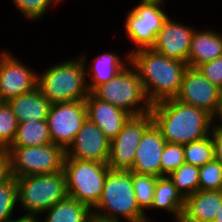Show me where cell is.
<instances>
[{
  "label": "cell",
  "instance_id": "ab89813d",
  "mask_svg": "<svg viewBox=\"0 0 222 222\" xmlns=\"http://www.w3.org/2000/svg\"><path fill=\"white\" fill-rule=\"evenodd\" d=\"M175 222H184L182 219H176Z\"/></svg>",
  "mask_w": 222,
  "mask_h": 222
},
{
  "label": "cell",
  "instance_id": "ffe728a7",
  "mask_svg": "<svg viewBox=\"0 0 222 222\" xmlns=\"http://www.w3.org/2000/svg\"><path fill=\"white\" fill-rule=\"evenodd\" d=\"M220 33L210 29L195 30L191 39L188 67L197 68L222 55V34Z\"/></svg>",
  "mask_w": 222,
  "mask_h": 222
},
{
  "label": "cell",
  "instance_id": "e0dca14e",
  "mask_svg": "<svg viewBox=\"0 0 222 222\" xmlns=\"http://www.w3.org/2000/svg\"><path fill=\"white\" fill-rule=\"evenodd\" d=\"M87 109V118L95 123L112 141L123 129L131 115L113 104L96 98L92 93L84 100Z\"/></svg>",
  "mask_w": 222,
  "mask_h": 222
},
{
  "label": "cell",
  "instance_id": "7c38bea8",
  "mask_svg": "<svg viewBox=\"0 0 222 222\" xmlns=\"http://www.w3.org/2000/svg\"><path fill=\"white\" fill-rule=\"evenodd\" d=\"M38 73L19 61L10 52L0 53V98L8 102L37 88Z\"/></svg>",
  "mask_w": 222,
  "mask_h": 222
},
{
  "label": "cell",
  "instance_id": "30bf717a",
  "mask_svg": "<svg viewBox=\"0 0 222 222\" xmlns=\"http://www.w3.org/2000/svg\"><path fill=\"white\" fill-rule=\"evenodd\" d=\"M153 124L151 113L131 116L111 141L108 166L112 170L129 171L145 131Z\"/></svg>",
  "mask_w": 222,
  "mask_h": 222
},
{
  "label": "cell",
  "instance_id": "ac0fdd59",
  "mask_svg": "<svg viewBox=\"0 0 222 222\" xmlns=\"http://www.w3.org/2000/svg\"><path fill=\"white\" fill-rule=\"evenodd\" d=\"M80 57L85 63L86 83L89 93H91L96 87L100 86L101 84L110 81L125 67H127V64H130L129 53H127V56L125 57L126 60L124 61L121 57H119V55H117L116 52H105L95 57L93 59V63L90 66H87L89 64H87L88 60L86 59V53H83V55L80 54ZM88 67H91V70ZM89 77H91V80L87 79Z\"/></svg>",
  "mask_w": 222,
  "mask_h": 222
},
{
  "label": "cell",
  "instance_id": "9c48e42d",
  "mask_svg": "<svg viewBox=\"0 0 222 222\" xmlns=\"http://www.w3.org/2000/svg\"><path fill=\"white\" fill-rule=\"evenodd\" d=\"M164 2L165 0H139L138 5L127 13L124 31L134 45H137L129 54L155 45L159 31L169 17L162 10Z\"/></svg>",
  "mask_w": 222,
  "mask_h": 222
},
{
  "label": "cell",
  "instance_id": "4dcf8cb0",
  "mask_svg": "<svg viewBox=\"0 0 222 222\" xmlns=\"http://www.w3.org/2000/svg\"><path fill=\"white\" fill-rule=\"evenodd\" d=\"M183 163H185L184 145L167 142L161 156V176H168Z\"/></svg>",
  "mask_w": 222,
  "mask_h": 222
},
{
  "label": "cell",
  "instance_id": "83f0119b",
  "mask_svg": "<svg viewBox=\"0 0 222 222\" xmlns=\"http://www.w3.org/2000/svg\"><path fill=\"white\" fill-rule=\"evenodd\" d=\"M18 121L7 102L0 104V147L9 148L13 143Z\"/></svg>",
  "mask_w": 222,
  "mask_h": 222
},
{
  "label": "cell",
  "instance_id": "f546056e",
  "mask_svg": "<svg viewBox=\"0 0 222 222\" xmlns=\"http://www.w3.org/2000/svg\"><path fill=\"white\" fill-rule=\"evenodd\" d=\"M18 202L17 185L15 177L0 184V222L12 218L13 210Z\"/></svg>",
  "mask_w": 222,
  "mask_h": 222
},
{
  "label": "cell",
  "instance_id": "836d02e7",
  "mask_svg": "<svg viewBox=\"0 0 222 222\" xmlns=\"http://www.w3.org/2000/svg\"><path fill=\"white\" fill-rule=\"evenodd\" d=\"M210 137L213 143L214 159L222 165V126L213 123Z\"/></svg>",
  "mask_w": 222,
  "mask_h": 222
},
{
  "label": "cell",
  "instance_id": "d6a6232c",
  "mask_svg": "<svg viewBox=\"0 0 222 222\" xmlns=\"http://www.w3.org/2000/svg\"><path fill=\"white\" fill-rule=\"evenodd\" d=\"M197 69L212 84L219 88L222 87V55L213 61L198 66Z\"/></svg>",
  "mask_w": 222,
  "mask_h": 222
},
{
  "label": "cell",
  "instance_id": "484cf974",
  "mask_svg": "<svg viewBox=\"0 0 222 222\" xmlns=\"http://www.w3.org/2000/svg\"><path fill=\"white\" fill-rule=\"evenodd\" d=\"M185 163L202 167L214 159L213 143L210 135L207 137L184 144Z\"/></svg>",
  "mask_w": 222,
  "mask_h": 222
},
{
  "label": "cell",
  "instance_id": "7a4b0ae2",
  "mask_svg": "<svg viewBox=\"0 0 222 222\" xmlns=\"http://www.w3.org/2000/svg\"><path fill=\"white\" fill-rule=\"evenodd\" d=\"M154 125L166 142L188 144L210 135L212 116L204 109L189 106L177 99L157 102L151 107Z\"/></svg>",
  "mask_w": 222,
  "mask_h": 222
},
{
  "label": "cell",
  "instance_id": "ba28073f",
  "mask_svg": "<svg viewBox=\"0 0 222 222\" xmlns=\"http://www.w3.org/2000/svg\"><path fill=\"white\" fill-rule=\"evenodd\" d=\"M10 174L13 177L53 174L63 171L65 150L56 144L9 147Z\"/></svg>",
  "mask_w": 222,
  "mask_h": 222
},
{
  "label": "cell",
  "instance_id": "9a60e30c",
  "mask_svg": "<svg viewBox=\"0 0 222 222\" xmlns=\"http://www.w3.org/2000/svg\"><path fill=\"white\" fill-rule=\"evenodd\" d=\"M195 30L169 16L159 31L156 43L152 48L168 58L188 64L191 39Z\"/></svg>",
  "mask_w": 222,
  "mask_h": 222
},
{
  "label": "cell",
  "instance_id": "cb8c5ba5",
  "mask_svg": "<svg viewBox=\"0 0 222 222\" xmlns=\"http://www.w3.org/2000/svg\"><path fill=\"white\" fill-rule=\"evenodd\" d=\"M53 144L47 120L18 123L15 139L10 147L43 146Z\"/></svg>",
  "mask_w": 222,
  "mask_h": 222
},
{
  "label": "cell",
  "instance_id": "44dd1931",
  "mask_svg": "<svg viewBox=\"0 0 222 222\" xmlns=\"http://www.w3.org/2000/svg\"><path fill=\"white\" fill-rule=\"evenodd\" d=\"M11 107L18 123L47 120L51 102L43 96L38 88L10 99Z\"/></svg>",
  "mask_w": 222,
  "mask_h": 222
},
{
  "label": "cell",
  "instance_id": "3957f363",
  "mask_svg": "<svg viewBox=\"0 0 222 222\" xmlns=\"http://www.w3.org/2000/svg\"><path fill=\"white\" fill-rule=\"evenodd\" d=\"M93 217L104 221L150 222L136 201L132 172L109 169L103 192L97 205L92 209Z\"/></svg>",
  "mask_w": 222,
  "mask_h": 222
},
{
  "label": "cell",
  "instance_id": "8fae6325",
  "mask_svg": "<svg viewBox=\"0 0 222 222\" xmlns=\"http://www.w3.org/2000/svg\"><path fill=\"white\" fill-rule=\"evenodd\" d=\"M86 119L84 100L51 104L47 123L53 144L66 150Z\"/></svg>",
  "mask_w": 222,
  "mask_h": 222
},
{
  "label": "cell",
  "instance_id": "603a6c76",
  "mask_svg": "<svg viewBox=\"0 0 222 222\" xmlns=\"http://www.w3.org/2000/svg\"><path fill=\"white\" fill-rule=\"evenodd\" d=\"M46 217H39L40 222H88L92 217V210L85 204L67 197L46 210Z\"/></svg>",
  "mask_w": 222,
  "mask_h": 222
},
{
  "label": "cell",
  "instance_id": "e575fe53",
  "mask_svg": "<svg viewBox=\"0 0 222 222\" xmlns=\"http://www.w3.org/2000/svg\"><path fill=\"white\" fill-rule=\"evenodd\" d=\"M10 177L9 151L7 148L0 147V184Z\"/></svg>",
  "mask_w": 222,
  "mask_h": 222
},
{
  "label": "cell",
  "instance_id": "4fadbf2b",
  "mask_svg": "<svg viewBox=\"0 0 222 222\" xmlns=\"http://www.w3.org/2000/svg\"><path fill=\"white\" fill-rule=\"evenodd\" d=\"M110 144L103 131L87 118L65 150V158L108 163Z\"/></svg>",
  "mask_w": 222,
  "mask_h": 222
},
{
  "label": "cell",
  "instance_id": "f1b7e54d",
  "mask_svg": "<svg viewBox=\"0 0 222 222\" xmlns=\"http://www.w3.org/2000/svg\"><path fill=\"white\" fill-rule=\"evenodd\" d=\"M199 190H222V165L215 159L199 167Z\"/></svg>",
  "mask_w": 222,
  "mask_h": 222
},
{
  "label": "cell",
  "instance_id": "1f68e13d",
  "mask_svg": "<svg viewBox=\"0 0 222 222\" xmlns=\"http://www.w3.org/2000/svg\"><path fill=\"white\" fill-rule=\"evenodd\" d=\"M16 8L27 18V20H37L43 18L52 4L57 5L62 0H11Z\"/></svg>",
  "mask_w": 222,
  "mask_h": 222
},
{
  "label": "cell",
  "instance_id": "6da1fadb",
  "mask_svg": "<svg viewBox=\"0 0 222 222\" xmlns=\"http://www.w3.org/2000/svg\"><path fill=\"white\" fill-rule=\"evenodd\" d=\"M130 64L141 79L148 101L174 99L180 92L182 79L188 64L168 58L153 48H144L130 53Z\"/></svg>",
  "mask_w": 222,
  "mask_h": 222
},
{
  "label": "cell",
  "instance_id": "d590c367",
  "mask_svg": "<svg viewBox=\"0 0 222 222\" xmlns=\"http://www.w3.org/2000/svg\"><path fill=\"white\" fill-rule=\"evenodd\" d=\"M219 119L220 123L218 124V121L217 119ZM212 122L219 125V126H222V87H220V93H219V100H218V105H217V109L216 111L214 112L213 116H212Z\"/></svg>",
  "mask_w": 222,
  "mask_h": 222
},
{
  "label": "cell",
  "instance_id": "4316f807",
  "mask_svg": "<svg viewBox=\"0 0 222 222\" xmlns=\"http://www.w3.org/2000/svg\"><path fill=\"white\" fill-rule=\"evenodd\" d=\"M158 177L154 175L136 174L132 172L133 189L140 209L145 213L153 203L155 186Z\"/></svg>",
  "mask_w": 222,
  "mask_h": 222
},
{
  "label": "cell",
  "instance_id": "52a82bcc",
  "mask_svg": "<svg viewBox=\"0 0 222 222\" xmlns=\"http://www.w3.org/2000/svg\"><path fill=\"white\" fill-rule=\"evenodd\" d=\"M109 169L108 163L64 158L68 196L92 210L102 196Z\"/></svg>",
  "mask_w": 222,
  "mask_h": 222
},
{
  "label": "cell",
  "instance_id": "2e32d148",
  "mask_svg": "<svg viewBox=\"0 0 222 222\" xmlns=\"http://www.w3.org/2000/svg\"><path fill=\"white\" fill-rule=\"evenodd\" d=\"M166 143L161 132L153 123L142 136L129 171L161 177V156Z\"/></svg>",
  "mask_w": 222,
  "mask_h": 222
},
{
  "label": "cell",
  "instance_id": "d4e9b609",
  "mask_svg": "<svg viewBox=\"0 0 222 222\" xmlns=\"http://www.w3.org/2000/svg\"><path fill=\"white\" fill-rule=\"evenodd\" d=\"M168 177L184 198L199 191V167L197 166L183 163Z\"/></svg>",
  "mask_w": 222,
  "mask_h": 222
},
{
  "label": "cell",
  "instance_id": "f35d334b",
  "mask_svg": "<svg viewBox=\"0 0 222 222\" xmlns=\"http://www.w3.org/2000/svg\"><path fill=\"white\" fill-rule=\"evenodd\" d=\"M88 222H112V221H104V220L97 219L96 217H92Z\"/></svg>",
  "mask_w": 222,
  "mask_h": 222
},
{
  "label": "cell",
  "instance_id": "8992f818",
  "mask_svg": "<svg viewBox=\"0 0 222 222\" xmlns=\"http://www.w3.org/2000/svg\"><path fill=\"white\" fill-rule=\"evenodd\" d=\"M91 93L131 116H140L151 111L152 104L148 101L141 79L131 64Z\"/></svg>",
  "mask_w": 222,
  "mask_h": 222
},
{
  "label": "cell",
  "instance_id": "5bb4252c",
  "mask_svg": "<svg viewBox=\"0 0 222 222\" xmlns=\"http://www.w3.org/2000/svg\"><path fill=\"white\" fill-rule=\"evenodd\" d=\"M219 93L220 88L205 78L197 68L188 67L175 99L183 104L204 109L213 116L217 109Z\"/></svg>",
  "mask_w": 222,
  "mask_h": 222
},
{
  "label": "cell",
  "instance_id": "8d00e7d4",
  "mask_svg": "<svg viewBox=\"0 0 222 222\" xmlns=\"http://www.w3.org/2000/svg\"><path fill=\"white\" fill-rule=\"evenodd\" d=\"M3 222H40V221H39L38 217H34V216H30V215L25 214V215L21 216L20 218H17V219L10 218V219L3 221Z\"/></svg>",
  "mask_w": 222,
  "mask_h": 222
},
{
  "label": "cell",
  "instance_id": "74e56055",
  "mask_svg": "<svg viewBox=\"0 0 222 222\" xmlns=\"http://www.w3.org/2000/svg\"><path fill=\"white\" fill-rule=\"evenodd\" d=\"M214 222H222V204L218 212L216 213Z\"/></svg>",
  "mask_w": 222,
  "mask_h": 222
},
{
  "label": "cell",
  "instance_id": "5b68a950",
  "mask_svg": "<svg viewBox=\"0 0 222 222\" xmlns=\"http://www.w3.org/2000/svg\"><path fill=\"white\" fill-rule=\"evenodd\" d=\"M18 204L27 215L39 217L68 197L65 171L53 174L15 177ZM40 213V214H39Z\"/></svg>",
  "mask_w": 222,
  "mask_h": 222
},
{
  "label": "cell",
  "instance_id": "d6986e66",
  "mask_svg": "<svg viewBox=\"0 0 222 222\" xmlns=\"http://www.w3.org/2000/svg\"><path fill=\"white\" fill-rule=\"evenodd\" d=\"M221 204L222 190H199L185 197L181 219L184 222H214Z\"/></svg>",
  "mask_w": 222,
  "mask_h": 222
},
{
  "label": "cell",
  "instance_id": "277c9868",
  "mask_svg": "<svg viewBox=\"0 0 222 222\" xmlns=\"http://www.w3.org/2000/svg\"><path fill=\"white\" fill-rule=\"evenodd\" d=\"M85 70L80 56L71 58L38 74L37 88L51 104L85 100L89 94Z\"/></svg>",
  "mask_w": 222,
  "mask_h": 222
},
{
  "label": "cell",
  "instance_id": "7402d4cb",
  "mask_svg": "<svg viewBox=\"0 0 222 222\" xmlns=\"http://www.w3.org/2000/svg\"><path fill=\"white\" fill-rule=\"evenodd\" d=\"M184 201L185 198L177 190L176 186L172 183L168 176L158 177L153 203L150 208L151 210L158 208L166 210L170 214H173V218L175 220L181 219Z\"/></svg>",
  "mask_w": 222,
  "mask_h": 222
}]
</instances>
